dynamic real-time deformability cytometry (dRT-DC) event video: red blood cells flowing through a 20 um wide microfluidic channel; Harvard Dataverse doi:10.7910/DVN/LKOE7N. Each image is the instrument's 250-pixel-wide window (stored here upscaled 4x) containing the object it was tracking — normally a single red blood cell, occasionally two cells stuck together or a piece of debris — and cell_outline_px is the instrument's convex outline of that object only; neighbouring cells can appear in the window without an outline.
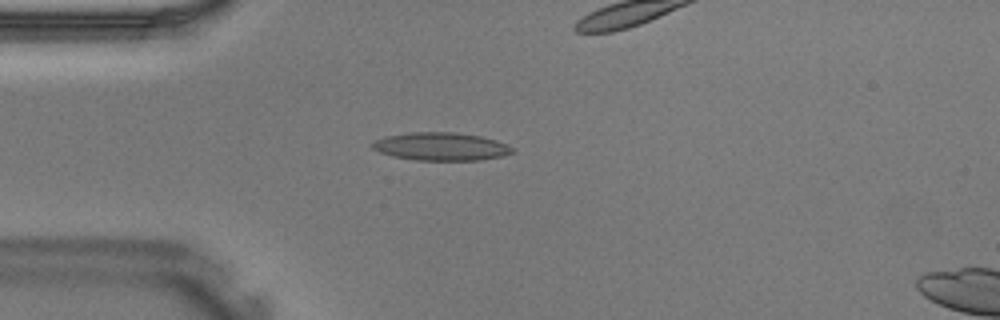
{"species": "Egyptian fruit bat (a non-hibernating species)", "species_latin": "Rousettus aegyptiacus", "temperature_condition": "warm", "stored_images_in_passage": 30, "camera_frame_rate_fps": 3000, "um_per_image_px": 0.085, "animal": {"sex": "male"}, "frame": {"image": 1, "passage_image": 1, "time_ms": 0.0, "image_size_px": [1000, 320], "cell_outline_px": [[516, 152], [504, 156], [480, 160], [416, 160], [392, 156], [380, 152], [372, 148], [372, 144], [376, 140], [388, 136], [412, 132], [456, 132], [480, 136], [496, 140], [512, 148]], "centroid_in_image_um": [37.52, 12.46], "position_along_channel_um": 47.5, "area_um2": 22.72}}
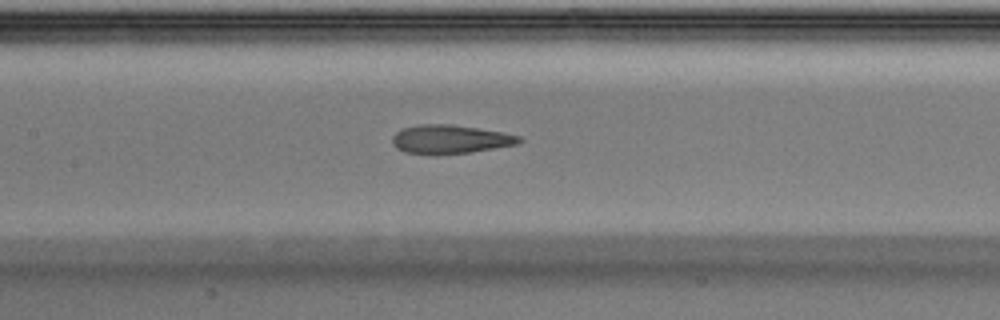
{"frame": {"image": 2, "passage_image": 9, "time_ms": 2.667, "image_size_px": [1000, 320], "cell_outline_px": [[524, 140], [516, 144], [468, 152], [436, 156], [404, 152], [396, 148], [392, 144], [392, 136], [396, 132], [404, 128], [420, 124], [452, 124], [500, 132], [520, 136]], "centroid_in_image_um": [38.19, 11.85], "position_along_channel_um": 169.2, "area_um2": 21.27}}